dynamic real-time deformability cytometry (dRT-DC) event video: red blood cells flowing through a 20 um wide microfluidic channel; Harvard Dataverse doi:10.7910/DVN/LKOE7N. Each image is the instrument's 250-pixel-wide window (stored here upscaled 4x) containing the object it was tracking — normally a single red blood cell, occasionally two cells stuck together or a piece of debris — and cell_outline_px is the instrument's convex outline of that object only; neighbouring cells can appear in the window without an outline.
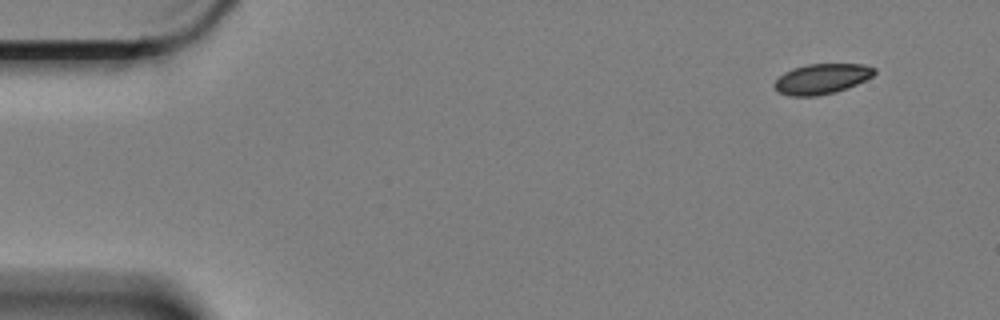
{"species": "Egyptian fruit bat (a non-hibernating species)", "species_latin": "Rousettus aegyptiacus", "temperature_condition": "cold", "stored_images_in_passage": 56, "camera_frame_rate_fps": 3000, "um_per_image_px": 0.085, "animal": {"sex": "female"}, "frame": {"image": 1, "passage_image": 1, "time_ms": 0.0, "image_size_px": [1000, 320], "cell_outline_px": [[876, 72], [872, 76], [848, 88], [836, 92], [816, 96], [788, 96], [780, 92], [772, 84], [784, 72], [792, 68], [808, 64], [864, 64], [876, 68]], "centroid_in_image_um": [69.85, 6.7], "position_along_channel_um": 15.2, "area_um2": 17.63}}
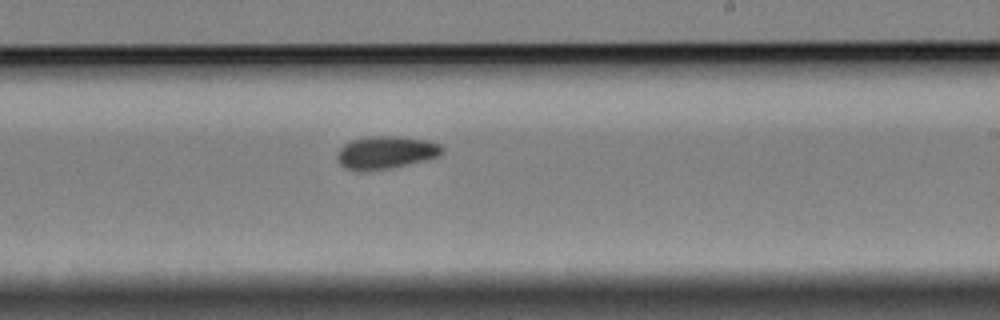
{"frame": {"image": 2, "passage_image": 32, "time_ms": 10.333, "image_size_px": [1000, 320], "cell_outline_px": [[444, 152], [440, 156], [392, 168], [344, 168], [336, 160], [336, 152], [344, 144], [352, 140], [372, 136], [396, 136], [428, 140], [440, 144], [444, 148]], "centroid_in_image_um": [32.84, 12.92], "position_along_channel_um": 256.2, "area_um2": 19.65}}
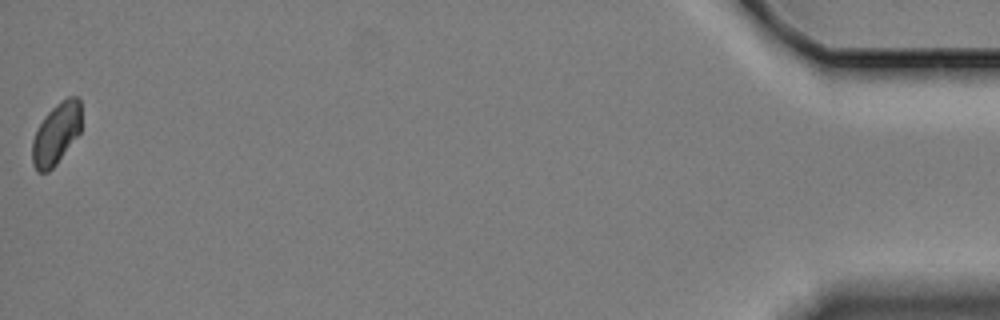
{"frame": {"image": 3, "passage_image": 56, "time_ms": 18.333, "image_size_px": [1000, 320], "cell_outline_px": [[80, 132], [56, 164], [48, 172], [36, 172], [32, 164], [32, 140], [44, 116], [60, 100], [68, 96], [80, 96]], "centroid_in_image_um": [4.77, 11.36], "position_along_channel_um": 430.4, "area_um2": 17.57}}